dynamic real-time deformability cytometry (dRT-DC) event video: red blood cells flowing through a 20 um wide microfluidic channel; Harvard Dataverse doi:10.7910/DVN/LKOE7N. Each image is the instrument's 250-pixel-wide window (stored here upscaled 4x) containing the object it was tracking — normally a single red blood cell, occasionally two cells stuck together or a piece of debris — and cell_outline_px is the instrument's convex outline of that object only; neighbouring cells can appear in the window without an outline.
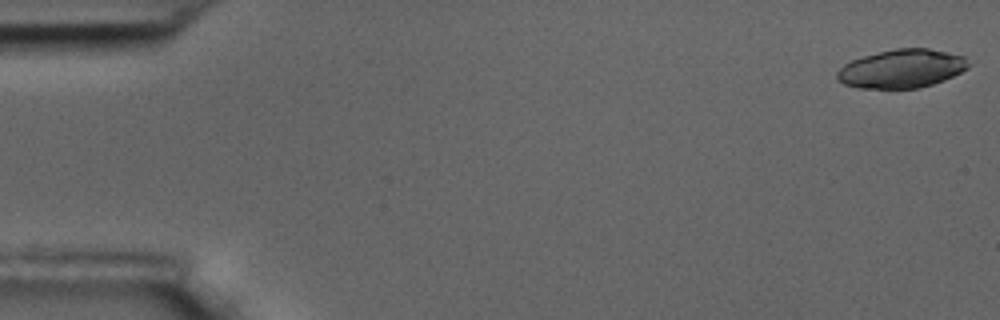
{"species": "common noctule bat (a hibernating species)", "species_latin": "Nyctalus noctula", "temperature_condition": "room temperature", "stored_images_in_passage": 15, "camera_frame_rate_fps": 3000, "um_per_image_px": 0.085, "animal": {"sex": "male", "body_mass_g": 17.5, "forearm_length_mm": 52.3}, "frame": {"image": 1, "passage_image": 1, "time_ms": 0.0, "image_size_px": [1000, 320], "cell_outline_px": [[968, 68], [944, 80], [920, 88], [856, 88], [844, 84], [836, 80], [836, 72], [844, 64], [852, 60], [864, 56], [896, 48], [928, 48], [964, 56], [968, 64]], "centroid_in_image_um": [76.6, 5.84], "position_along_channel_um": 8.4, "area_um2": 29.36}}
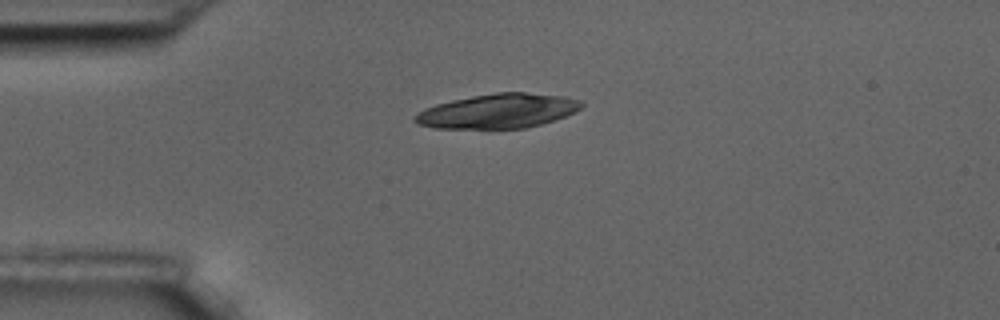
{"frame": {"image": 2, "passage_image": 4, "time_ms": 1.0, "image_size_px": [1000, 320], "cell_outline_px": [[584, 104], [576, 112], [540, 124], [524, 128], [436, 128], [416, 124], [412, 120], [424, 108], [436, 104], [452, 100], [472, 96], [496, 92], [524, 92], [564, 96], [580, 100]], "centroid_in_image_um": [42.33, 9.43], "position_along_channel_um": 42.7, "area_um2": 33.23}}